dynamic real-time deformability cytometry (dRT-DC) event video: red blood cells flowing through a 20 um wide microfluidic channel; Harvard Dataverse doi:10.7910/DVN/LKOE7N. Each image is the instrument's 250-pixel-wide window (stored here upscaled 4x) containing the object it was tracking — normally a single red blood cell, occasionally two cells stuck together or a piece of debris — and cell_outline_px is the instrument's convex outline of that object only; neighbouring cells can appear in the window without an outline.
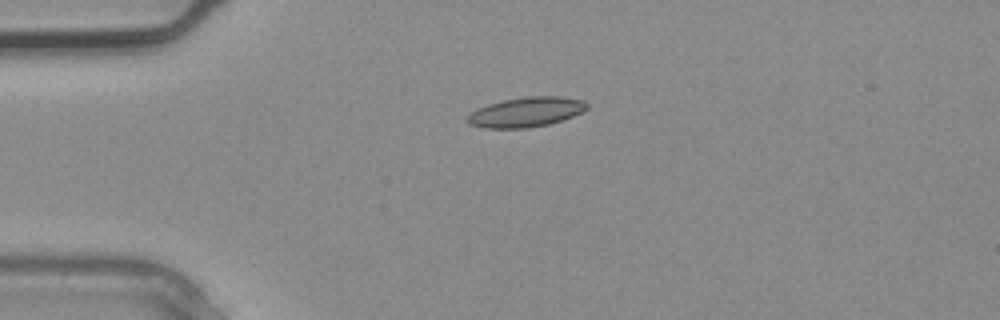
{"species": "common noctule bat (a hibernating species)", "species_latin": "Nyctalus noctula", "temperature_condition": "warm", "stored_images_in_passage": 3, "segment_of_instrument_passage": [1, 2], "camera_frame_rate_fps": 3000, "um_per_image_px": 0.085, "animal": {"sex": "male", "body_mass_g": 20.4}, "frame": {"image": 1, "passage_image": 2, "time_ms": 0.333, "image_size_px": [1000, 320], "cell_outline_px": [[588, 108], [572, 116], [548, 124], [528, 128], [484, 128], [468, 124], [464, 120], [476, 108], [488, 104], [504, 100], [528, 96], [560, 96], [584, 100], [588, 104]], "centroid_in_image_um": [44.68, 9.52], "position_along_channel_um": 40.3, "area_um2": 20.75}}